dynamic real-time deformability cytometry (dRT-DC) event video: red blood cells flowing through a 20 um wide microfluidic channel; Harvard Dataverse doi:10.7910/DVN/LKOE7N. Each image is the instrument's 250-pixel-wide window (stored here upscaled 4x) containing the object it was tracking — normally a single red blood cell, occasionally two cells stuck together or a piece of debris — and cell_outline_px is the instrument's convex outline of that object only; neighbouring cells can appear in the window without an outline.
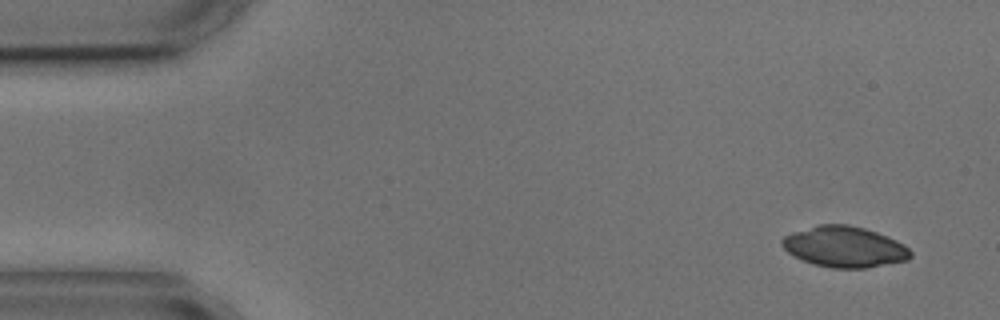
{"species": "common noctule bat (a hibernating species)", "species_latin": "Nyctalus noctula", "temperature_condition": "cold", "stored_images_in_passage": 4, "camera_frame_rate_fps": 3000, "um_per_image_px": 0.085, "animal": {"sex": "male", "body_mass_g": 17.9, "forearm_length_mm": 54.2}, "frame": {"image": 1, "passage_image": 1, "time_ms": 0.0, "image_size_px": [1000, 320], "cell_outline_px": [[912, 256], [908, 260], [868, 268], [832, 268], [812, 264], [788, 252], [780, 244], [780, 240], [784, 236], [792, 232], [816, 224], [848, 224], [864, 228], [888, 236], [904, 244], [912, 252]], "centroid_in_image_um": [71.78, 20.97], "position_along_channel_um": 13.2, "area_um2": 30.81}}
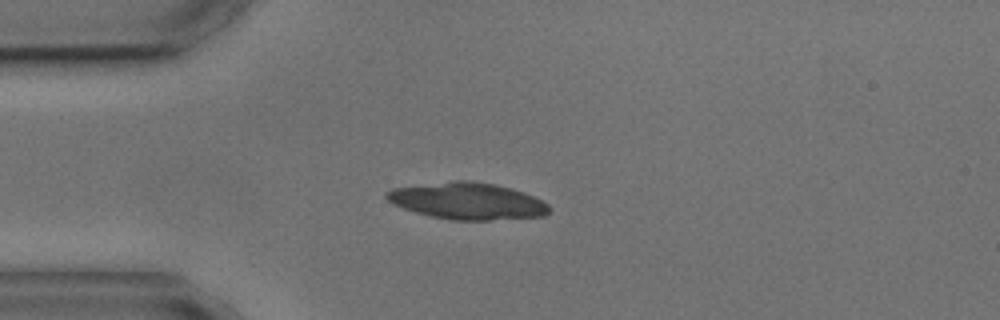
{"frame": {"image": 2, "passage_image": 4, "time_ms": 3.333, "image_size_px": [1000, 320], "cell_outline_px": [[548, 212], [544, 216], [488, 220], [448, 220], [416, 212], [392, 204], [384, 196], [384, 192], [392, 188], [452, 180], [472, 180], [496, 184], [512, 188], [524, 192], [548, 204]], "centroid_in_image_um": [39.69, 17.07], "position_along_channel_um": 45.3, "area_um2": 34.91}}